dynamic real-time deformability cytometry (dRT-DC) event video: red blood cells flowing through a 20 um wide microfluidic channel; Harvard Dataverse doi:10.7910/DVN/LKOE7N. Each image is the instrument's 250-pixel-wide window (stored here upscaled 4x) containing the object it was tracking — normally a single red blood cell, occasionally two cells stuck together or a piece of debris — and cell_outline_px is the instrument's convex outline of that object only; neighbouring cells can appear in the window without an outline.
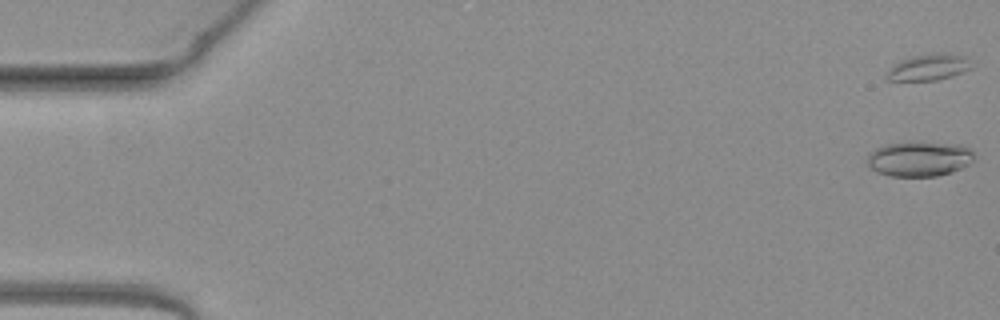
{"species": "common noctule bat (a hibernating species)", "species_latin": "Nyctalus noctula", "temperature_condition": "warm", "stored_images_in_passage": 39, "camera_frame_rate_fps": 3000, "um_per_image_px": 0.085, "animal": {"sex": "female", "body_mass_g": 19.3, "forearm_length_mm": 54.1}, "frame": {"image": 1, "passage_image": 1, "time_ms": 0.0, "image_size_px": [1000, 320], "cell_outline_px": [[976, 156], [968, 164], [952, 172], [936, 176], [888, 176], [872, 168], [868, 164], [868, 152], [884, 144], [908, 140], [920, 140], [964, 144]], "centroid_in_image_um": [78.15, 13.44], "position_along_channel_um": 6.9, "area_um2": 22.48}}